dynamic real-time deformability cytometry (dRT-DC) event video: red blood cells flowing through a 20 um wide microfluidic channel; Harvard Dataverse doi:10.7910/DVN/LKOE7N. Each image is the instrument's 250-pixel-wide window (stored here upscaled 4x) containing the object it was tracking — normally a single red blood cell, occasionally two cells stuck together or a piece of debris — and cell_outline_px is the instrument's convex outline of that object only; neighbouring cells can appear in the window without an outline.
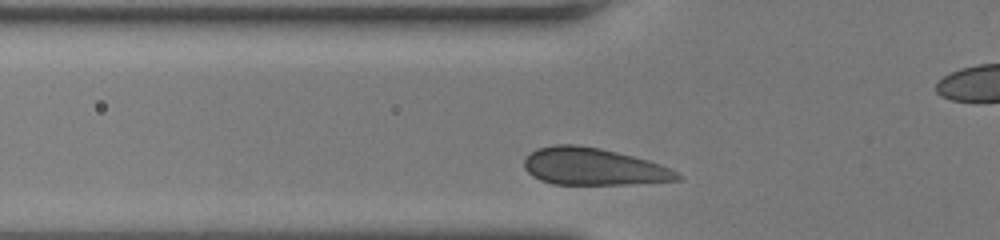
{"species": "human", "species_latin": "Homo sapiens", "temperature_condition": "room temperature", "stored_images_in_passage": 16, "camera_frame_rate_fps": 3000, "um_per_image_px": 0.085, "donor": {"sex": "female"}, "frame": {"image": 1, "passage_image": 3, "time_ms": 0.667, "image_size_px": [1000, 240], "cell_outline_px": [[684, 176], [680, 180], [628, 184], [552, 184], [540, 180], [532, 176], [524, 168], [524, 160], [536, 148], [552, 144], [576, 144], [600, 148], [648, 160], [660, 164], [680, 172]], "centroid_in_image_um": [50.45, 14.16], "position_along_channel_um": 75.4, "area_um2": 33.29}}
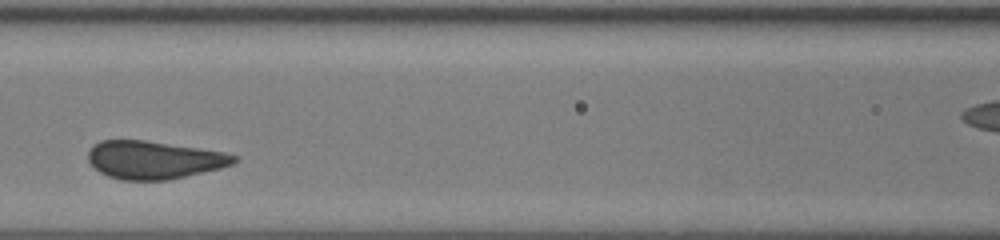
{"frame": {"image": 2, "passage_image": 9, "time_ms": 2.667, "image_size_px": [1000, 240], "cell_outline_px": [[236, 160], [232, 164], [220, 168], [168, 180], [120, 180], [108, 176], [100, 172], [88, 160], [88, 152], [92, 144], [100, 140], [144, 140], [200, 148], [224, 152], [236, 156]], "centroid_in_image_um": [13.05, 13.58], "position_along_channel_um": 153.6, "area_um2": 32.14}}
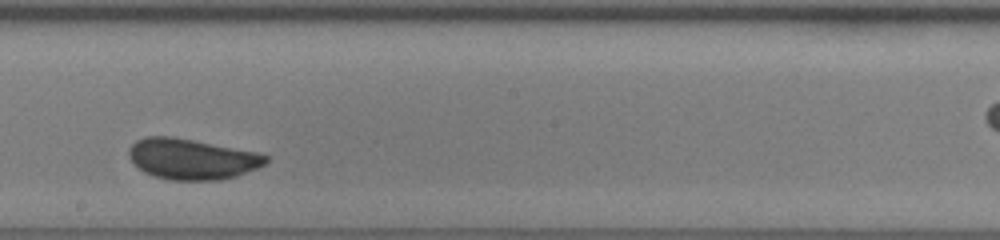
{"frame": {"image": 3, "passage_image": 15, "time_ms": 4.667, "image_size_px": [1000, 240], "cell_outline_px": [[268, 160], [264, 164], [256, 168], [236, 176], [220, 180], [172, 180], [156, 176], [144, 172], [128, 156], [128, 148], [136, 140], [144, 136], [172, 136], [256, 152], [268, 156]], "centroid_in_image_um": [16.28, 13.5], "position_along_channel_um": 231.9, "area_um2": 32.19}}